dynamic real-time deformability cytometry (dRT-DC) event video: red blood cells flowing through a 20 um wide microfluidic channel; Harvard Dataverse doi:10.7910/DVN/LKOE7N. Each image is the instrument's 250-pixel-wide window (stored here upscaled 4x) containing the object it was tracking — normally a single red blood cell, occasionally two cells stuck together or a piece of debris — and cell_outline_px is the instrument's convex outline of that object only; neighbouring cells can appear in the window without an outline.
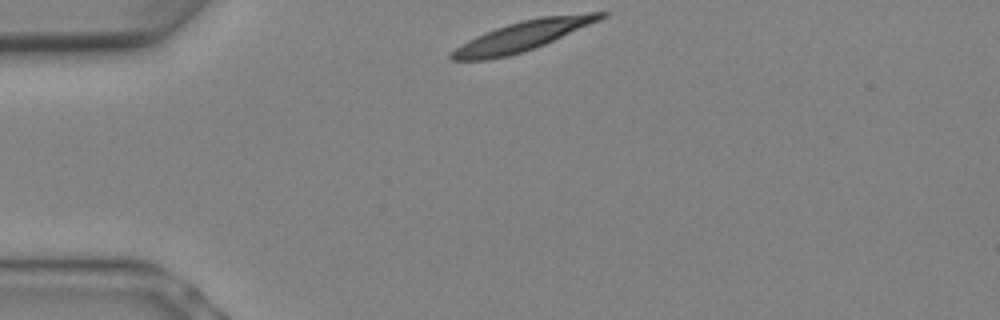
{"species": "Egyptian fruit bat (a non-hibernating species)", "species_latin": "Rousettus aegyptiacus", "temperature_condition": "warm", "stored_images_in_passage": 4, "camera_frame_rate_fps": 3000, "um_per_image_px": 0.085, "animal": {"sex": "female"}, "frame": {"image": 1, "passage_image": 1, "time_ms": 0.0, "image_size_px": [1000, 320], "cell_outline_px": [[608, 16], [600, 20], [544, 44], [524, 52], [508, 56], [488, 60], [448, 60], [448, 52], [460, 44], [476, 36], [496, 28], [520, 20], [540, 16], [588, 12], [608, 12]], "centroid_in_image_um": [44.39, 3.06], "position_along_channel_um": 40.6, "area_um2": 26.13}}
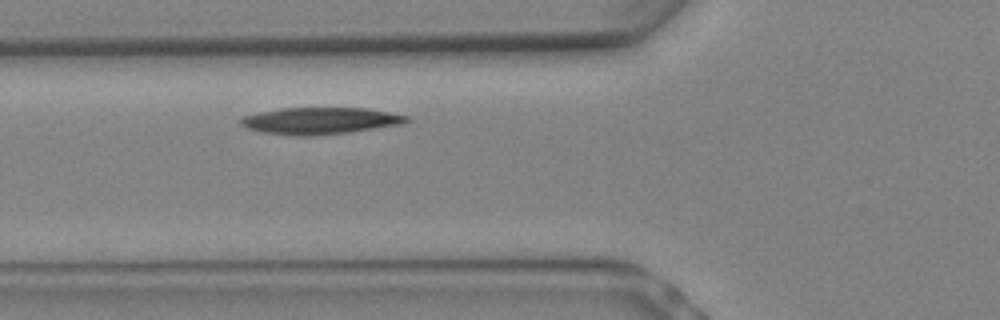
{"frame": {"image": 2, "passage_image": 4, "time_ms": 1.0, "image_size_px": [1000, 320], "cell_outline_px": [[412, 120], [404, 124], [348, 132], [312, 136], [296, 136], [264, 132], [248, 128], [240, 124], [240, 120], [244, 116], [260, 112], [284, 108], [368, 108], [408, 116]], "centroid_in_image_um": [27.26, 10.26], "position_along_channel_um": 98.5, "area_um2": 25.72}}